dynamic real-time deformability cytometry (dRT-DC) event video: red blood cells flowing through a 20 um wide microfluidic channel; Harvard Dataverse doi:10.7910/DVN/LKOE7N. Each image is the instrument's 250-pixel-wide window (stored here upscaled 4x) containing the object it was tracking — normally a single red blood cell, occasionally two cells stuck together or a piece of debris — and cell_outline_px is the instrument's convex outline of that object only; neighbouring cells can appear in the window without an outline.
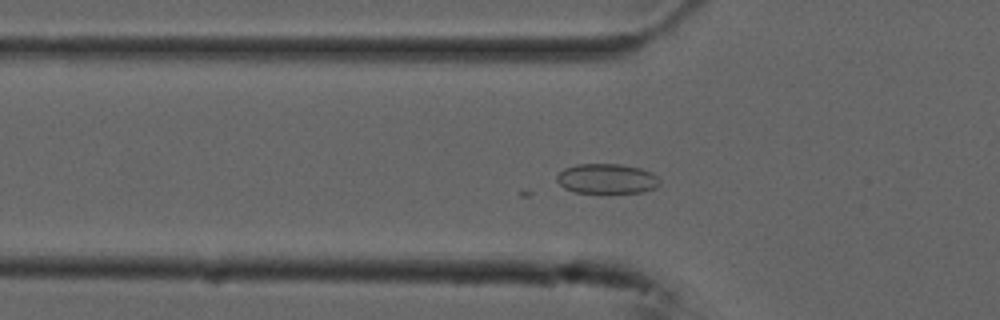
{"species": "common noctule bat (a hibernating species)", "species_latin": "Nyctalus noctula", "temperature_condition": "cold", "stored_images_in_passage": 45, "camera_frame_rate_fps": 3000, "um_per_image_px": 0.085, "animal": {"sex": "male", "forearm_length_mm": 52.5}, "frame": {"image": 1, "passage_image": 7, "time_ms": 2.0, "image_size_px": [1000, 320], "cell_outline_px": [[660, 184], [656, 188], [644, 192], [576, 192], [564, 188], [556, 180], [556, 176], [564, 168], [576, 164], [620, 164], [640, 168], [652, 172], [660, 180]], "centroid_in_image_um": [51.59, 15.18], "position_along_channel_um": 74.2, "area_um2": 17.92}}
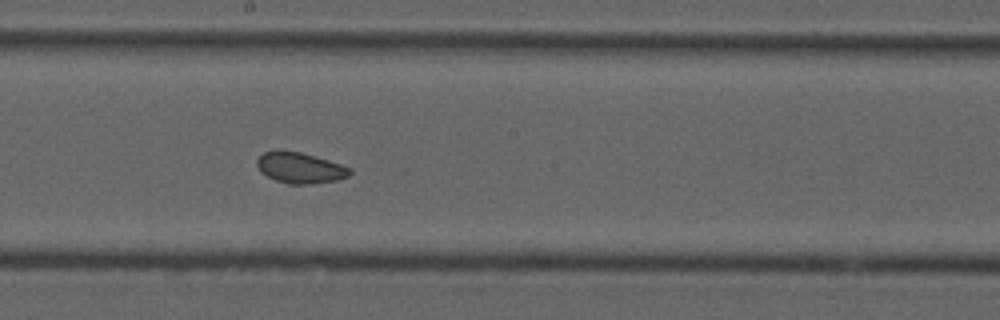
{"frame": {"image": 2, "passage_image": 19, "time_ms": 6.0, "image_size_px": [1000, 320], "cell_outline_px": [[352, 172], [348, 176], [336, 180], [308, 184], [288, 184], [276, 180], [260, 172], [256, 164], [256, 160], [264, 152], [300, 152], [316, 156], [352, 168]], "centroid_in_image_um": [25.52, 14.28], "position_along_channel_um": 222.7, "area_um2": 16.36}}
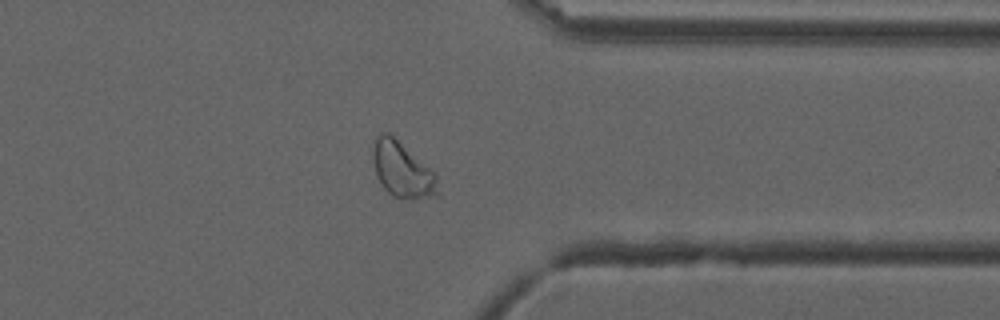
{"frame": {"image": 3, "passage_image": 32, "time_ms": 10.333, "image_size_px": [1000, 320], "cell_outline_px": [[440, 196], [412, 200], [392, 196], [384, 188], [376, 176], [372, 156], [372, 152], [376, 136], [380, 132], [388, 132], [432, 168], [436, 172], [440, 192]], "centroid_in_image_um": [34.24, 14.46], "position_along_channel_um": 377.2, "area_um2": 21.56}}